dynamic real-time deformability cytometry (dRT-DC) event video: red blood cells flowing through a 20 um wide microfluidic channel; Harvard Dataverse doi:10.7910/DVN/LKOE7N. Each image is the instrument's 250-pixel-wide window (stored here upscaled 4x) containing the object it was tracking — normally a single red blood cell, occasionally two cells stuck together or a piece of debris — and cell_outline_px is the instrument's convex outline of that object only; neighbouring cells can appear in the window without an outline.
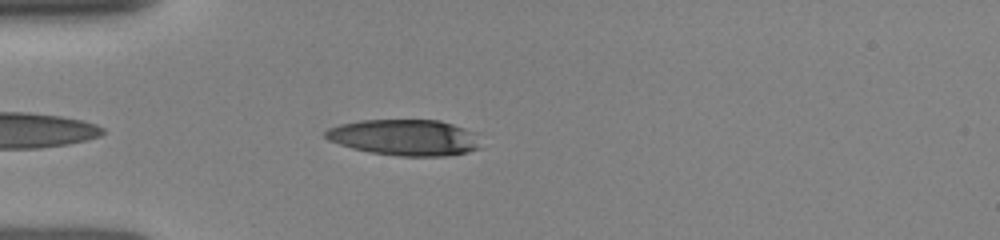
{"species": "human", "species_latin": "Homo sapiens", "temperature_condition": "room temperature", "stored_images_in_passage": 3, "camera_frame_rate_fps": 3000, "um_per_image_px": 0.085, "donor": {"sex": "female"}, "frame": {"image": 1, "passage_image": 2, "time_ms": 0.333, "image_size_px": [1000, 240], "cell_outline_px": [[480, 148], [468, 152], [444, 156], [400, 156], [368, 152], [352, 148], [328, 140], [324, 136], [324, 132], [328, 128], [340, 124], [360, 120], [440, 120], [480, 132]], "centroid_in_image_um": [34.47, 11.68], "position_along_channel_um": 50.5, "area_um2": 33.12}}